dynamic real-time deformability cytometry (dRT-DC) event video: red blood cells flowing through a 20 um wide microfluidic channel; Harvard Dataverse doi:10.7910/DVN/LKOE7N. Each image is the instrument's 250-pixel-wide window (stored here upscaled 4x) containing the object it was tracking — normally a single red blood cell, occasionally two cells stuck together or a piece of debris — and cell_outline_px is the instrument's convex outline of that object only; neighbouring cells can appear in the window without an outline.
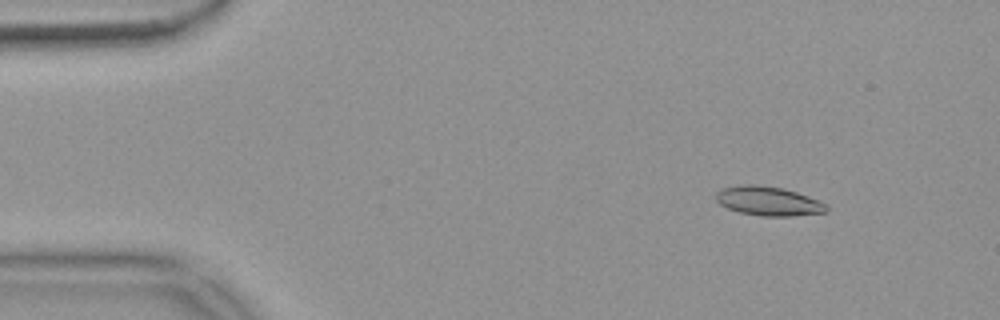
{"species": "common noctule bat (a hibernating species)", "species_latin": "Nyctalus noctula", "temperature_condition": "warm", "stored_images_in_passage": 49, "camera_frame_rate_fps": 3000, "um_per_image_px": 0.085, "animal": {"sex": "female", "body_mass_g": 18.4}, "frame": {"image": 1, "passage_image": 1, "time_ms": 0.0, "image_size_px": [1000, 320], "cell_outline_px": [[828, 212], [792, 216], [760, 216], [740, 212], [728, 208], [720, 204], [716, 200], [716, 192], [724, 188], [744, 184], [752, 184], [784, 188], [808, 196], [828, 204]], "centroid_in_image_um": [65.35, 17.1], "position_along_channel_um": 19.7, "area_um2": 18.79}}
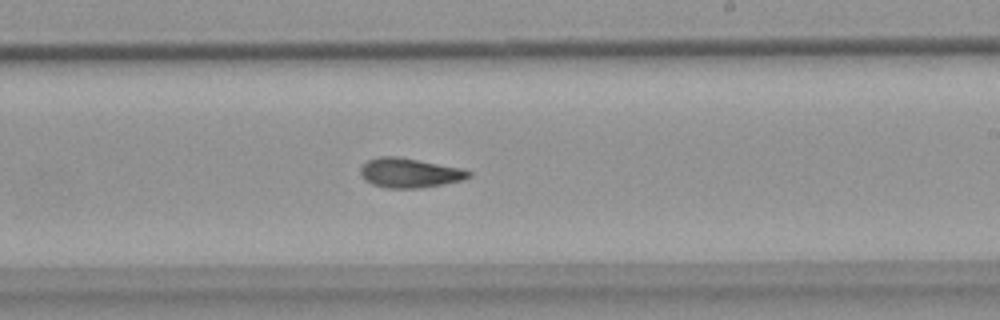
{"frame": {"image": 2, "passage_image": 27, "time_ms": 8.667, "image_size_px": [1000, 320], "cell_outline_px": [[472, 176], [464, 180], [444, 184], [420, 188], [388, 188], [372, 184], [364, 180], [360, 176], [360, 168], [368, 160], [380, 156], [396, 156], [460, 168], [472, 172]], "centroid_in_image_um": [34.8, 14.7], "position_along_channel_um": 254.2, "area_um2": 18.61}}
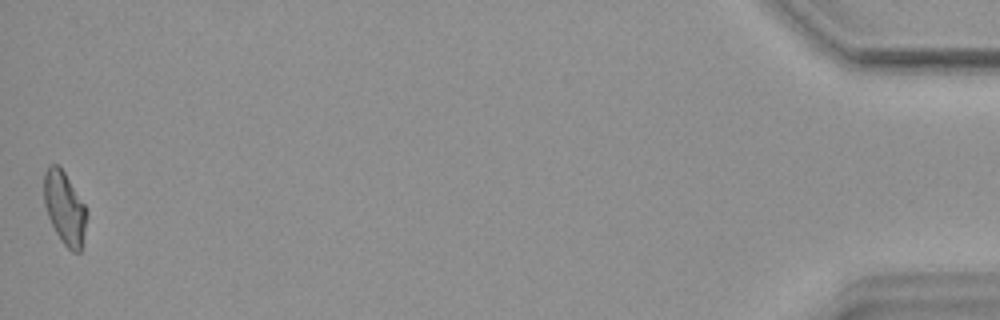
{"frame": {"image": 3, "passage_image": 49, "time_ms": 16.0, "image_size_px": [1000, 320], "cell_outline_px": [[88, 216], [80, 252], [72, 252], [60, 240], [48, 216], [44, 204], [44, 172], [48, 164], [60, 164], [84, 204]], "centroid_in_image_um": [5.49, 17.65], "position_along_channel_um": 429.7, "area_um2": 18.21}, "authors_computed_cell_mechanics": {"area_um2": 18.3804, "velocity_mm_per_s": 3.7024, "shape_relaxation_time_tau1_ms": 10.9965, "shape_relaxation_time_tau2_ms": 3.9353, "deformation_change_tau1": 0.2481, "deformation_change_tau2": 0.115}}